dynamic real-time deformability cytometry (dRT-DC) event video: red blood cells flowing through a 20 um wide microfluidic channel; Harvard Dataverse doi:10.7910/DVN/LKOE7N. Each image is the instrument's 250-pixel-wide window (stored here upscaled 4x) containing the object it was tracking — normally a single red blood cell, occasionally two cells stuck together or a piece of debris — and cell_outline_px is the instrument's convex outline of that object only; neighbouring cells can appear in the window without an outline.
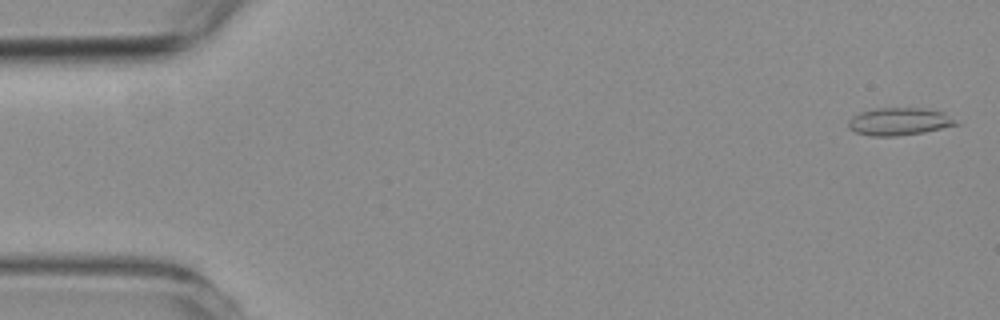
{"species": "common noctule bat (a hibernating species)", "species_latin": "Nyctalus noctula", "temperature_condition": "room temperature", "stored_images_in_passage": 58, "camera_frame_rate_fps": 3000, "um_per_image_px": 0.085, "animal": {"sex": "female", "body_mass_g": 19.3, "forearm_length_mm": 54.1}, "frame": {"image": 1, "passage_image": 2, "time_ms": 0.333, "image_size_px": [1000, 320], "cell_outline_px": [[960, 124], [924, 132], [896, 136], [872, 136], [856, 132], [848, 128], [848, 120], [852, 116], [860, 112], [876, 108], [924, 108], [944, 112]], "centroid_in_image_um": [76.41, 10.32], "position_along_channel_um": 8.6, "area_um2": 17.28}}
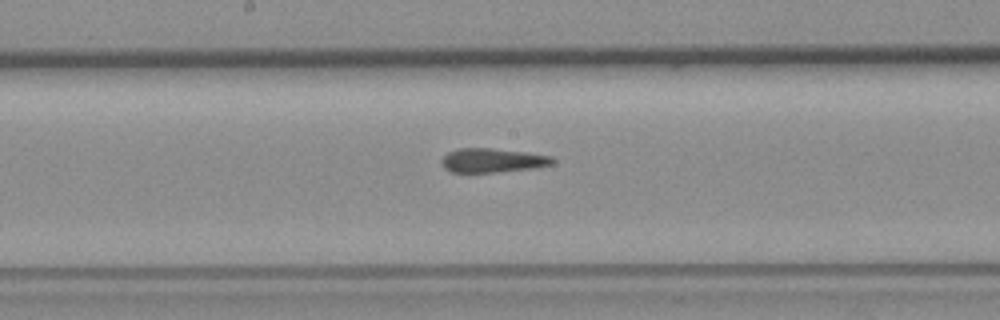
{"frame": {"image": 2, "passage_image": 30, "time_ms": 9.667, "image_size_px": [1000, 320], "cell_outline_px": [[556, 160], [552, 164], [536, 168], [496, 172], [452, 172], [444, 168], [444, 156], [448, 152], [460, 148], [492, 148], [524, 152], [552, 156]], "centroid_in_image_um": [41.92, 13.63], "position_along_channel_um": 206.3, "area_um2": 15.43}}
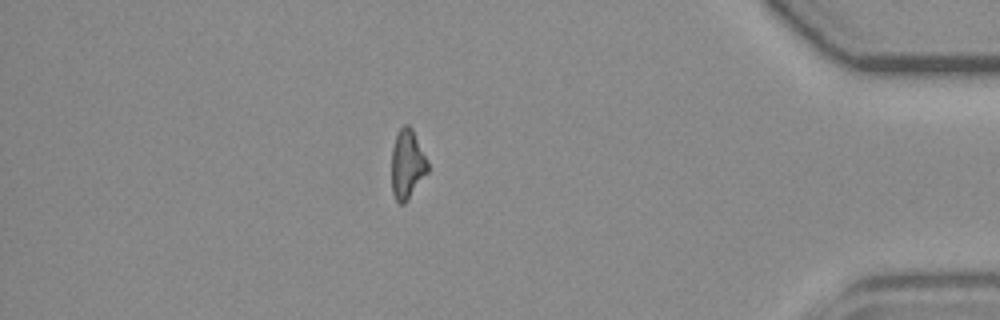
{"frame": {"image": 3, "passage_image": 50, "time_ms": 16.333, "image_size_px": [1000, 320], "cell_outline_px": [[428, 172], [408, 200], [404, 204], [400, 204], [396, 200], [392, 192], [392, 148], [396, 136], [400, 128], [404, 124], [408, 124], [412, 128], [428, 160]], "centroid_in_image_um": [34.62, 13.97], "position_along_channel_um": 400.6, "area_um2": 14.68}, "authors_computed_cell_mechanics": {"area_um2": 16.2707, "velocity_mm_per_s": 3.5735, "shape_relaxation_time_tau1_ms": null, "shape_relaxation_time_tau2_ms": 3.1389, "deformation_change_tau1": null, "deformation_change_tau2": 0.0873}}